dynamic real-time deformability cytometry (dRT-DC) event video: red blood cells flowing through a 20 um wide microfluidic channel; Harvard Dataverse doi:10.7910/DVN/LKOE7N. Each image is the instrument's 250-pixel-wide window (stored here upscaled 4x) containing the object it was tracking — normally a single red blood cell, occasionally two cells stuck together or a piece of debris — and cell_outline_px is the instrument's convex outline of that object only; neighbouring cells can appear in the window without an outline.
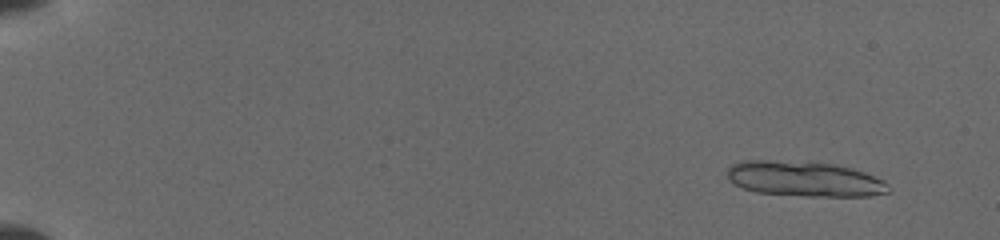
{"species": "common noctule bat (a hibernating species)", "species_latin": "Nyctalus noctula", "temperature_condition": "cold", "stored_images_in_passage": 9, "segment_of_instrument_passage": [1, 2], "camera_frame_rate_fps": 3000, "um_per_image_px": 0.085, "animal": {"sex": "female", "body_mass_g": 19.5, "forearm_length_mm": 54.1}, "frame": {"image": 1, "passage_image": 2, "time_ms": 1.0, "image_size_px": [1000, 240], "cell_outline_px": [[892, 188], [888, 192], [868, 196], [804, 196], [756, 192], [744, 188], [728, 180], [728, 168], [732, 164], [744, 160], [768, 160], [836, 164], [852, 168], [864, 172], [884, 180]], "centroid_in_image_um": [68.4, 15.21], "position_along_channel_um": 16.6, "area_um2": 33.0}}